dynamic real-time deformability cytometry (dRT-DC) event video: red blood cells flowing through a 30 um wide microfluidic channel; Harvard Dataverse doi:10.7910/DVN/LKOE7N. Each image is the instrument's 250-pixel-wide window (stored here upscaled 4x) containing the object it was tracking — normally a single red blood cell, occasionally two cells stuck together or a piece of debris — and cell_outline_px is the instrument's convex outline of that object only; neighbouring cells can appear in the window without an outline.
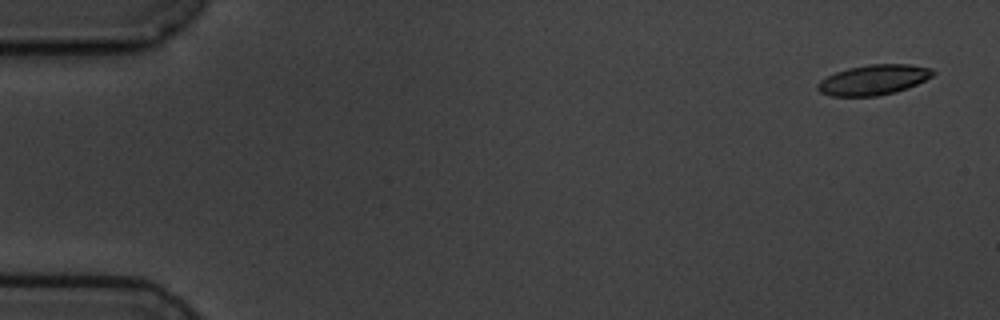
{"species": "common noctule bat (a hibernating species)", "species_latin": "Nyctalus noctula", "temperature_condition": "cold", "stored_images_in_passage": 5, "camera_frame_rate_fps": 3000, "um_per_image_px": 0.085, "animal": {"sex": "male", "body_mass_g": 19.5, "forearm_length_mm": 54.6}, "frame": {"image": 1, "passage_image": 1, "time_ms": 0.0, "image_size_px": [1000, 320], "cell_outline_px": [[936, 72], [932, 76], [908, 88], [896, 92], [876, 96], [832, 96], [820, 92], [816, 88], [816, 84], [820, 80], [836, 72], [848, 68], [868, 64], [908, 64], [932, 68]], "centroid_in_image_um": [74.25, 6.78], "position_along_channel_um": 10.8, "area_um2": 20.29}}
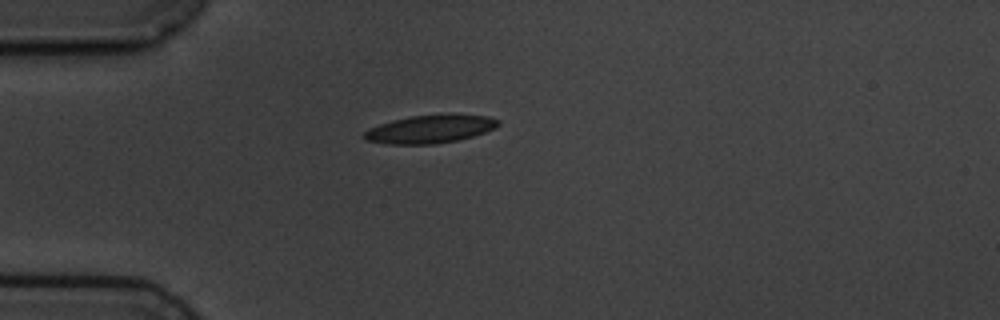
{"frame": {"image": 2, "passage_image": 5, "time_ms": 4.333, "image_size_px": [1000, 320], "cell_outline_px": [[500, 124], [496, 128], [472, 136], [456, 140], [436, 144], [388, 144], [364, 140], [360, 136], [368, 128], [392, 120], [412, 116], [448, 112], [452, 112], [488, 116], [500, 120]], "centroid_in_image_um": [36.57, 10.94], "position_along_channel_um": 48.4, "area_um2": 22.6}}